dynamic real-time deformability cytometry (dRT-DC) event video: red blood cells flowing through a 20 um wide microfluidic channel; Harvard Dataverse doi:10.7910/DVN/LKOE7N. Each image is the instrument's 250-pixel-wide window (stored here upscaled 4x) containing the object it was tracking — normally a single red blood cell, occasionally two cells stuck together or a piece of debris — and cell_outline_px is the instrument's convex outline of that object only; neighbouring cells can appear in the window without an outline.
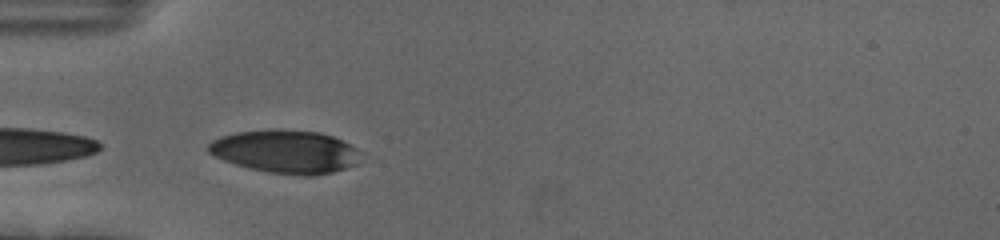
{"species": "human", "species_latin": "Homo sapiens", "temperature_condition": "cold", "stored_images_in_passage": 8, "camera_frame_rate_fps": 3000, "um_per_image_px": 0.085, "donor": {"sex": "female"}, "frame": {"image": 1, "passage_image": 1, "time_ms": 0.0, "image_size_px": [1000, 240], "cell_outline_px": [[356, 164], [332, 172], [316, 176], [304, 176], [268, 172], [236, 164], [224, 160], [208, 152], [208, 144], [212, 140], [220, 136], [236, 132], [268, 128], [320, 132], [332, 136], [356, 148]], "centroid_in_image_um": [24.21, 12.87], "position_along_channel_um": 60.8, "area_um2": 37.97}}
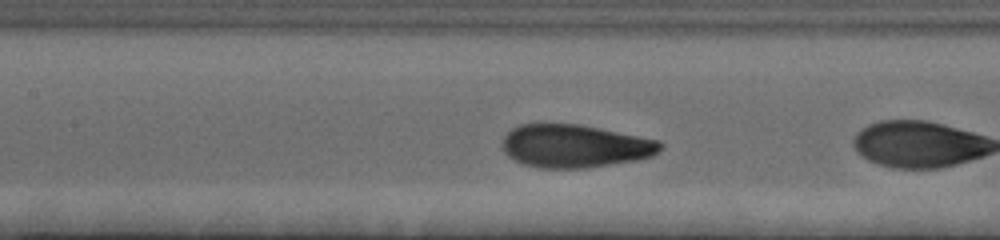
{"frame": {"image": 2, "passage_image": 7, "time_ms": 2.0, "image_size_px": [1000, 240], "cell_outline_px": [[664, 144], [652, 156], [636, 160], [588, 168], [540, 168], [524, 164], [508, 156], [504, 152], [504, 136], [512, 128], [520, 124], [576, 124], [660, 140]], "centroid_in_image_um": [48.86, 12.42], "position_along_channel_um": 158.5, "area_um2": 39.25}}